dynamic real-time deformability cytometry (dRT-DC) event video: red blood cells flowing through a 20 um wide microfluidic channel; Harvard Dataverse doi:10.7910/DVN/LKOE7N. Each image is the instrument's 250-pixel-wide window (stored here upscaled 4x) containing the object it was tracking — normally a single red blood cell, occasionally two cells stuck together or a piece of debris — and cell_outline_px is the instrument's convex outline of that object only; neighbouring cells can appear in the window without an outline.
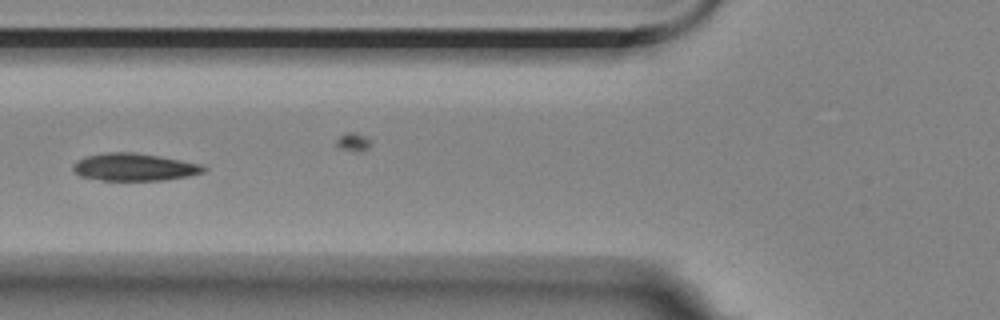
{"species": "Egyptian fruit bat (a non-hibernating species)", "species_latin": "Rousettus aegyptiacus", "temperature_condition": "room temperature", "stored_images_in_passage": 12, "camera_frame_rate_fps": 3000, "um_per_image_px": 0.085, "animal": {"sex": "female"}, "frame": {"image": 1, "passage_image": 6, "time_ms": 6.667, "image_size_px": [1000, 320], "cell_outline_px": [[208, 168], [204, 172], [188, 176], [164, 180], [100, 180], [80, 176], [72, 172], [72, 164], [76, 160], [84, 156], [104, 152], [136, 152], [160, 156], [204, 164]], "centroid_in_image_um": [11.39, 14.19], "position_along_channel_um": 114.4, "area_um2": 21.33}}
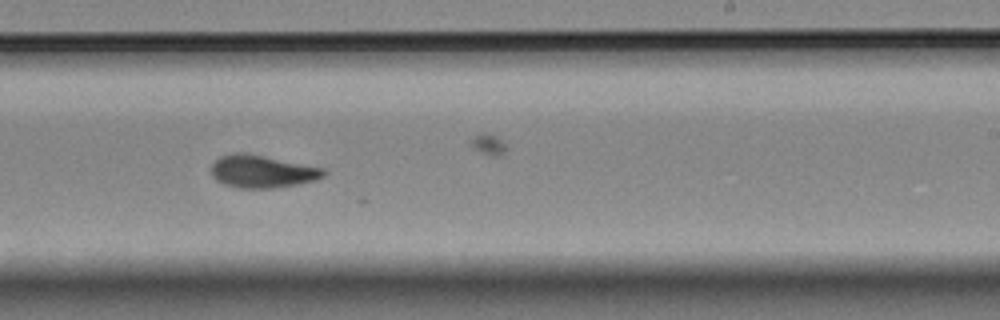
{"frame": {"image": 2, "passage_image": 10, "time_ms": 11.0, "image_size_px": [1000, 320], "cell_outline_px": [[328, 172], [324, 176], [316, 180], [300, 184], [272, 188], [236, 188], [224, 184], [216, 180], [212, 176], [212, 164], [220, 156], [232, 152], [240, 152], [264, 156], [324, 168]], "centroid_in_image_um": [22.29, 14.58], "position_along_channel_um": 266.7, "area_um2": 21.44}}